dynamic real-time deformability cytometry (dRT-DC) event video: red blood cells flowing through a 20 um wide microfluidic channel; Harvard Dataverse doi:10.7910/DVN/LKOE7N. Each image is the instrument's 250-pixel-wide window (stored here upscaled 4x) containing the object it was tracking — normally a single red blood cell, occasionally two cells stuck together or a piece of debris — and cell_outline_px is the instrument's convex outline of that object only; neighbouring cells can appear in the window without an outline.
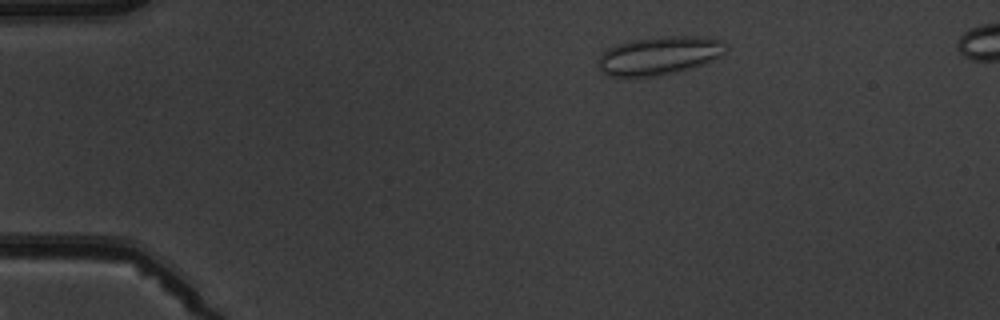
{"species": "common noctule bat (a hibernating species)", "species_latin": "Nyctalus noctula", "temperature_condition": "warm", "stored_images_in_passage": 5, "camera_frame_rate_fps": 3000, "um_per_image_px": 0.085, "animal": {"sex": "male", "body_mass_g": 19.5, "forearm_length_mm": 54.6}, "frame": {"image": 1, "passage_image": 2, "time_ms": 1.333, "image_size_px": [1000, 320], "cell_outline_px": [[728, 48], [720, 56], [704, 64], [676, 72], [656, 76], [608, 76], [600, 72], [600, 56], [608, 48], [616, 44], [632, 40], [660, 36], [700, 36], [724, 40]], "centroid_in_image_um": [56.07, 4.71], "position_along_channel_um": 28.9, "area_um2": 28.55}}